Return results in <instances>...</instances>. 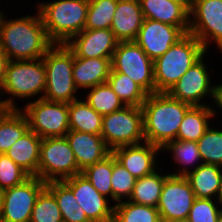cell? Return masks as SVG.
Masks as SVG:
<instances>
[{"instance_id": "obj_20", "label": "cell", "mask_w": 222, "mask_h": 222, "mask_svg": "<svg viewBox=\"0 0 222 222\" xmlns=\"http://www.w3.org/2000/svg\"><path fill=\"white\" fill-rule=\"evenodd\" d=\"M146 19L177 27H189L190 0H139Z\"/></svg>"}, {"instance_id": "obj_25", "label": "cell", "mask_w": 222, "mask_h": 222, "mask_svg": "<svg viewBox=\"0 0 222 222\" xmlns=\"http://www.w3.org/2000/svg\"><path fill=\"white\" fill-rule=\"evenodd\" d=\"M215 114V110L207 104L191 106L179 126L176 140L197 142L211 124L208 122Z\"/></svg>"}, {"instance_id": "obj_38", "label": "cell", "mask_w": 222, "mask_h": 222, "mask_svg": "<svg viewBox=\"0 0 222 222\" xmlns=\"http://www.w3.org/2000/svg\"><path fill=\"white\" fill-rule=\"evenodd\" d=\"M136 178L116 161L113 155V172L111 177V186L113 191V200L117 203L122 202L124 198L131 197Z\"/></svg>"}, {"instance_id": "obj_4", "label": "cell", "mask_w": 222, "mask_h": 222, "mask_svg": "<svg viewBox=\"0 0 222 222\" xmlns=\"http://www.w3.org/2000/svg\"><path fill=\"white\" fill-rule=\"evenodd\" d=\"M89 0H57L39 3L43 26L54 44H66L85 29Z\"/></svg>"}, {"instance_id": "obj_14", "label": "cell", "mask_w": 222, "mask_h": 222, "mask_svg": "<svg viewBox=\"0 0 222 222\" xmlns=\"http://www.w3.org/2000/svg\"><path fill=\"white\" fill-rule=\"evenodd\" d=\"M203 55L167 92L169 96L191 106H205L201 100L207 95L214 98L215 86L210 83L207 65L203 62ZM211 85V86H210Z\"/></svg>"}, {"instance_id": "obj_10", "label": "cell", "mask_w": 222, "mask_h": 222, "mask_svg": "<svg viewBox=\"0 0 222 222\" xmlns=\"http://www.w3.org/2000/svg\"><path fill=\"white\" fill-rule=\"evenodd\" d=\"M111 65L113 71L128 75L148 94L155 93L154 61L135 41L119 42Z\"/></svg>"}, {"instance_id": "obj_17", "label": "cell", "mask_w": 222, "mask_h": 222, "mask_svg": "<svg viewBox=\"0 0 222 222\" xmlns=\"http://www.w3.org/2000/svg\"><path fill=\"white\" fill-rule=\"evenodd\" d=\"M118 43L111 29H84L65 45L76 57L112 58Z\"/></svg>"}, {"instance_id": "obj_26", "label": "cell", "mask_w": 222, "mask_h": 222, "mask_svg": "<svg viewBox=\"0 0 222 222\" xmlns=\"http://www.w3.org/2000/svg\"><path fill=\"white\" fill-rule=\"evenodd\" d=\"M68 119L70 130L101 135L103 116L82 99L68 104Z\"/></svg>"}, {"instance_id": "obj_35", "label": "cell", "mask_w": 222, "mask_h": 222, "mask_svg": "<svg viewBox=\"0 0 222 222\" xmlns=\"http://www.w3.org/2000/svg\"><path fill=\"white\" fill-rule=\"evenodd\" d=\"M163 149L164 151H171L173 153V160L180 165H184L182 170L178 173H172L171 175L186 177L190 173L187 166L194 165L195 162L200 163V165L203 164L201 163L202 159L197 142L174 140L170 141L164 148H162V151Z\"/></svg>"}, {"instance_id": "obj_18", "label": "cell", "mask_w": 222, "mask_h": 222, "mask_svg": "<svg viewBox=\"0 0 222 222\" xmlns=\"http://www.w3.org/2000/svg\"><path fill=\"white\" fill-rule=\"evenodd\" d=\"M161 150L158 146L144 141L143 145L139 143L117 147L112 150V154L133 177L139 179L156 171V155Z\"/></svg>"}, {"instance_id": "obj_47", "label": "cell", "mask_w": 222, "mask_h": 222, "mask_svg": "<svg viewBox=\"0 0 222 222\" xmlns=\"http://www.w3.org/2000/svg\"><path fill=\"white\" fill-rule=\"evenodd\" d=\"M4 13H5V12H3V11L0 10V28H1V26H2V22H3V19H4V17H5V16H4V15H5Z\"/></svg>"}, {"instance_id": "obj_2", "label": "cell", "mask_w": 222, "mask_h": 222, "mask_svg": "<svg viewBox=\"0 0 222 222\" xmlns=\"http://www.w3.org/2000/svg\"><path fill=\"white\" fill-rule=\"evenodd\" d=\"M190 107L167 93L148 94L141 107L145 141L162 149L176 140L179 126Z\"/></svg>"}, {"instance_id": "obj_11", "label": "cell", "mask_w": 222, "mask_h": 222, "mask_svg": "<svg viewBox=\"0 0 222 222\" xmlns=\"http://www.w3.org/2000/svg\"><path fill=\"white\" fill-rule=\"evenodd\" d=\"M189 16L188 32L206 51L208 43L214 40L222 53V0H190Z\"/></svg>"}, {"instance_id": "obj_34", "label": "cell", "mask_w": 222, "mask_h": 222, "mask_svg": "<svg viewBox=\"0 0 222 222\" xmlns=\"http://www.w3.org/2000/svg\"><path fill=\"white\" fill-rule=\"evenodd\" d=\"M117 0H89L85 29H110Z\"/></svg>"}, {"instance_id": "obj_30", "label": "cell", "mask_w": 222, "mask_h": 222, "mask_svg": "<svg viewBox=\"0 0 222 222\" xmlns=\"http://www.w3.org/2000/svg\"><path fill=\"white\" fill-rule=\"evenodd\" d=\"M107 83L125 106L142 107L148 93L135 81L123 73L111 69Z\"/></svg>"}, {"instance_id": "obj_48", "label": "cell", "mask_w": 222, "mask_h": 222, "mask_svg": "<svg viewBox=\"0 0 222 222\" xmlns=\"http://www.w3.org/2000/svg\"><path fill=\"white\" fill-rule=\"evenodd\" d=\"M217 222H222V212H221L220 215L218 216Z\"/></svg>"}, {"instance_id": "obj_12", "label": "cell", "mask_w": 222, "mask_h": 222, "mask_svg": "<svg viewBox=\"0 0 222 222\" xmlns=\"http://www.w3.org/2000/svg\"><path fill=\"white\" fill-rule=\"evenodd\" d=\"M46 183L37 176L5 189L0 222H30L31 213L40 192Z\"/></svg>"}, {"instance_id": "obj_9", "label": "cell", "mask_w": 222, "mask_h": 222, "mask_svg": "<svg viewBox=\"0 0 222 222\" xmlns=\"http://www.w3.org/2000/svg\"><path fill=\"white\" fill-rule=\"evenodd\" d=\"M21 111L28 120L29 129L42 139L65 136L70 131L68 103L38 98Z\"/></svg>"}, {"instance_id": "obj_31", "label": "cell", "mask_w": 222, "mask_h": 222, "mask_svg": "<svg viewBox=\"0 0 222 222\" xmlns=\"http://www.w3.org/2000/svg\"><path fill=\"white\" fill-rule=\"evenodd\" d=\"M112 222H161L156 207L122 201L114 205Z\"/></svg>"}, {"instance_id": "obj_16", "label": "cell", "mask_w": 222, "mask_h": 222, "mask_svg": "<svg viewBox=\"0 0 222 222\" xmlns=\"http://www.w3.org/2000/svg\"><path fill=\"white\" fill-rule=\"evenodd\" d=\"M72 190L78 205L91 222H112L114 206L81 173L63 180Z\"/></svg>"}, {"instance_id": "obj_27", "label": "cell", "mask_w": 222, "mask_h": 222, "mask_svg": "<svg viewBox=\"0 0 222 222\" xmlns=\"http://www.w3.org/2000/svg\"><path fill=\"white\" fill-rule=\"evenodd\" d=\"M28 129V120L20 109L0 108V154L6 153Z\"/></svg>"}, {"instance_id": "obj_42", "label": "cell", "mask_w": 222, "mask_h": 222, "mask_svg": "<svg viewBox=\"0 0 222 222\" xmlns=\"http://www.w3.org/2000/svg\"><path fill=\"white\" fill-rule=\"evenodd\" d=\"M214 102L222 109V84H217L214 89Z\"/></svg>"}, {"instance_id": "obj_5", "label": "cell", "mask_w": 222, "mask_h": 222, "mask_svg": "<svg viewBox=\"0 0 222 222\" xmlns=\"http://www.w3.org/2000/svg\"><path fill=\"white\" fill-rule=\"evenodd\" d=\"M46 88L43 99L70 103L77 100L78 91L72 76L73 52L65 44H54L43 56Z\"/></svg>"}, {"instance_id": "obj_1", "label": "cell", "mask_w": 222, "mask_h": 222, "mask_svg": "<svg viewBox=\"0 0 222 222\" xmlns=\"http://www.w3.org/2000/svg\"><path fill=\"white\" fill-rule=\"evenodd\" d=\"M6 20L0 28V48L9 60L41 59L54 45L49 39L40 13Z\"/></svg>"}, {"instance_id": "obj_39", "label": "cell", "mask_w": 222, "mask_h": 222, "mask_svg": "<svg viewBox=\"0 0 222 222\" xmlns=\"http://www.w3.org/2000/svg\"><path fill=\"white\" fill-rule=\"evenodd\" d=\"M31 176L18 166L10 157L0 154V187L12 188L25 182Z\"/></svg>"}, {"instance_id": "obj_33", "label": "cell", "mask_w": 222, "mask_h": 222, "mask_svg": "<svg viewBox=\"0 0 222 222\" xmlns=\"http://www.w3.org/2000/svg\"><path fill=\"white\" fill-rule=\"evenodd\" d=\"M113 172V154L105 159L86 167L81 174L84 175L92 186L102 195L113 198L111 177Z\"/></svg>"}, {"instance_id": "obj_8", "label": "cell", "mask_w": 222, "mask_h": 222, "mask_svg": "<svg viewBox=\"0 0 222 222\" xmlns=\"http://www.w3.org/2000/svg\"><path fill=\"white\" fill-rule=\"evenodd\" d=\"M101 136L111 150L144 142L141 107L124 106L120 110L104 115Z\"/></svg>"}, {"instance_id": "obj_22", "label": "cell", "mask_w": 222, "mask_h": 222, "mask_svg": "<svg viewBox=\"0 0 222 222\" xmlns=\"http://www.w3.org/2000/svg\"><path fill=\"white\" fill-rule=\"evenodd\" d=\"M112 58H83L73 54L74 83L78 89L95 87L107 83Z\"/></svg>"}, {"instance_id": "obj_32", "label": "cell", "mask_w": 222, "mask_h": 222, "mask_svg": "<svg viewBox=\"0 0 222 222\" xmlns=\"http://www.w3.org/2000/svg\"><path fill=\"white\" fill-rule=\"evenodd\" d=\"M86 102L102 116L122 109L125 105L108 83L91 87Z\"/></svg>"}, {"instance_id": "obj_46", "label": "cell", "mask_w": 222, "mask_h": 222, "mask_svg": "<svg viewBox=\"0 0 222 222\" xmlns=\"http://www.w3.org/2000/svg\"><path fill=\"white\" fill-rule=\"evenodd\" d=\"M171 222H191V221L187 217V218L177 219V220H174V221H171Z\"/></svg>"}, {"instance_id": "obj_29", "label": "cell", "mask_w": 222, "mask_h": 222, "mask_svg": "<svg viewBox=\"0 0 222 222\" xmlns=\"http://www.w3.org/2000/svg\"><path fill=\"white\" fill-rule=\"evenodd\" d=\"M168 175L169 174L158 173L156 168V171H154L153 173L136 179L131 197L128 201L140 205H148L157 208L159 198L162 192V187L165 178Z\"/></svg>"}, {"instance_id": "obj_36", "label": "cell", "mask_w": 222, "mask_h": 222, "mask_svg": "<svg viewBox=\"0 0 222 222\" xmlns=\"http://www.w3.org/2000/svg\"><path fill=\"white\" fill-rule=\"evenodd\" d=\"M197 145L203 164L222 167V130L208 127L197 141Z\"/></svg>"}, {"instance_id": "obj_43", "label": "cell", "mask_w": 222, "mask_h": 222, "mask_svg": "<svg viewBox=\"0 0 222 222\" xmlns=\"http://www.w3.org/2000/svg\"><path fill=\"white\" fill-rule=\"evenodd\" d=\"M15 100L13 97L6 100H0V108L1 109H21L20 107H17V104L15 105L14 101Z\"/></svg>"}, {"instance_id": "obj_6", "label": "cell", "mask_w": 222, "mask_h": 222, "mask_svg": "<svg viewBox=\"0 0 222 222\" xmlns=\"http://www.w3.org/2000/svg\"><path fill=\"white\" fill-rule=\"evenodd\" d=\"M46 88V71L43 58L34 60H9L4 82L0 88V98L3 92L26 99L41 94Z\"/></svg>"}, {"instance_id": "obj_40", "label": "cell", "mask_w": 222, "mask_h": 222, "mask_svg": "<svg viewBox=\"0 0 222 222\" xmlns=\"http://www.w3.org/2000/svg\"><path fill=\"white\" fill-rule=\"evenodd\" d=\"M214 200V198H195L188 214L189 220L191 222H217L222 208H219Z\"/></svg>"}, {"instance_id": "obj_3", "label": "cell", "mask_w": 222, "mask_h": 222, "mask_svg": "<svg viewBox=\"0 0 222 222\" xmlns=\"http://www.w3.org/2000/svg\"><path fill=\"white\" fill-rule=\"evenodd\" d=\"M207 51L191 33H186L154 61L155 93H167Z\"/></svg>"}, {"instance_id": "obj_7", "label": "cell", "mask_w": 222, "mask_h": 222, "mask_svg": "<svg viewBox=\"0 0 222 222\" xmlns=\"http://www.w3.org/2000/svg\"><path fill=\"white\" fill-rule=\"evenodd\" d=\"M74 153L65 136L42 139L38 177L45 183L63 181L80 174Z\"/></svg>"}, {"instance_id": "obj_23", "label": "cell", "mask_w": 222, "mask_h": 222, "mask_svg": "<svg viewBox=\"0 0 222 222\" xmlns=\"http://www.w3.org/2000/svg\"><path fill=\"white\" fill-rule=\"evenodd\" d=\"M41 141L42 138L28 129L20 139L11 145L6 155L30 176L38 177Z\"/></svg>"}, {"instance_id": "obj_15", "label": "cell", "mask_w": 222, "mask_h": 222, "mask_svg": "<svg viewBox=\"0 0 222 222\" xmlns=\"http://www.w3.org/2000/svg\"><path fill=\"white\" fill-rule=\"evenodd\" d=\"M188 30L189 27H177L144 18L135 42L155 61L188 33Z\"/></svg>"}, {"instance_id": "obj_19", "label": "cell", "mask_w": 222, "mask_h": 222, "mask_svg": "<svg viewBox=\"0 0 222 222\" xmlns=\"http://www.w3.org/2000/svg\"><path fill=\"white\" fill-rule=\"evenodd\" d=\"M65 137L80 171L105 159L112 153L101 135L70 130Z\"/></svg>"}, {"instance_id": "obj_21", "label": "cell", "mask_w": 222, "mask_h": 222, "mask_svg": "<svg viewBox=\"0 0 222 222\" xmlns=\"http://www.w3.org/2000/svg\"><path fill=\"white\" fill-rule=\"evenodd\" d=\"M143 21L139 0H117L110 29L119 42L135 41Z\"/></svg>"}, {"instance_id": "obj_24", "label": "cell", "mask_w": 222, "mask_h": 222, "mask_svg": "<svg viewBox=\"0 0 222 222\" xmlns=\"http://www.w3.org/2000/svg\"><path fill=\"white\" fill-rule=\"evenodd\" d=\"M222 167L211 164H195L186 176L195 198L213 199L217 195L222 178Z\"/></svg>"}, {"instance_id": "obj_13", "label": "cell", "mask_w": 222, "mask_h": 222, "mask_svg": "<svg viewBox=\"0 0 222 222\" xmlns=\"http://www.w3.org/2000/svg\"><path fill=\"white\" fill-rule=\"evenodd\" d=\"M194 200V191L187 178L169 173L157 205L161 222L187 218Z\"/></svg>"}, {"instance_id": "obj_37", "label": "cell", "mask_w": 222, "mask_h": 222, "mask_svg": "<svg viewBox=\"0 0 222 222\" xmlns=\"http://www.w3.org/2000/svg\"><path fill=\"white\" fill-rule=\"evenodd\" d=\"M62 216L54 195L45 187L38 195L30 222H61Z\"/></svg>"}, {"instance_id": "obj_44", "label": "cell", "mask_w": 222, "mask_h": 222, "mask_svg": "<svg viewBox=\"0 0 222 222\" xmlns=\"http://www.w3.org/2000/svg\"><path fill=\"white\" fill-rule=\"evenodd\" d=\"M216 200H217L218 204L220 203L222 205V178H221L219 189H218V192H217V195H216Z\"/></svg>"}, {"instance_id": "obj_28", "label": "cell", "mask_w": 222, "mask_h": 222, "mask_svg": "<svg viewBox=\"0 0 222 222\" xmlns=\"http://www.w3.org/2000/svg\"><path fill=\"white\" fill-rule=\"evenodd\" d=\"M46 188L54 195L63 221L91 222L78 205L71 188L64 181L47 182Z\"/></svg>"}, {"instance_id": "obj_45", "label": "cell", "mask_w": 222, "mask_h": 222, "mask_svg": "<svg viewBox=\"0 0 222 222\" xmlns=\"http://www.w3.org/2000/svg\"><path fill=\"white\" fill-rule=\"evenodd\" d=\"M4 189L0 187V211L3 205V199H4Z\"/></svg>"}, {"instance_id": "obj_41", "label": "cell", "mask_w": 222, "mask_h": 222, "mask_svg": "<svg viewBox=\"0 0 222 222\" xmlns=\"http://www.w3.org/2000/svg\"><path fill=\"white\" fill-rule=\"evenodd\" d=\"M8 62H9L8 56L0 48V88L5 79V73Z\"/></svg>"}]
</instances>
